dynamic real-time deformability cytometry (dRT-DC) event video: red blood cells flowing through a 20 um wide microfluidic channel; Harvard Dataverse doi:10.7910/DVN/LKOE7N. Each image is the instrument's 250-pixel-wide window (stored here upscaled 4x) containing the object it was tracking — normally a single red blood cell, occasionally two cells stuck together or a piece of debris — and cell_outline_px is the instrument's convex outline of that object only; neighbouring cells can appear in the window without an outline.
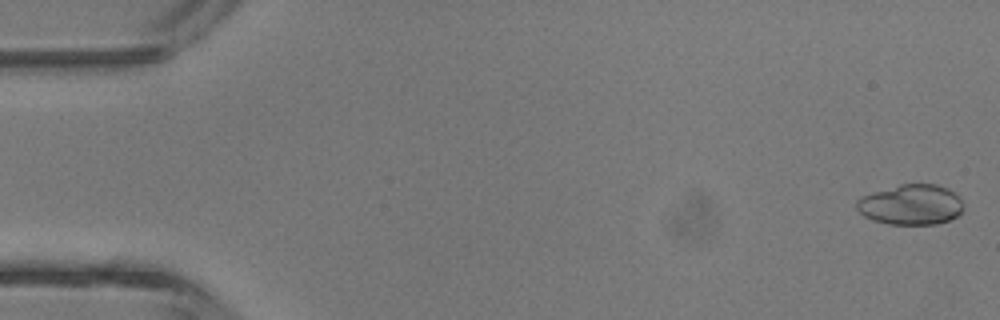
{"species": "common noctule bat (a hibernating species)", "species_latin": "Nyctalus noctula", "temperature_condition": "room temperature", "stored_images_in_passage": 45, "camera_frame_rate_fps": 3000, "um_per_image_px": 0.085, "animal": {"sex": "male", "body_mass_g": 13.3}, "frame": {"image": 1, "passage_image": 1, "time_ms": 0.0, "image_size_px": [1000, 320], "cell_outline_px": [[964, 208], [956, 216], [948, 220], [936, 224], [888, 224], [872, 220], [864, 216], [856, 208], [856, 200], [860, 196], [900, 184], [936, 184], [948, 188], [960, 200]], "centroid_in_image_um": [77.39, 17.39], "position_along_channel_um": 7.6, "area_um2": 24.97}}
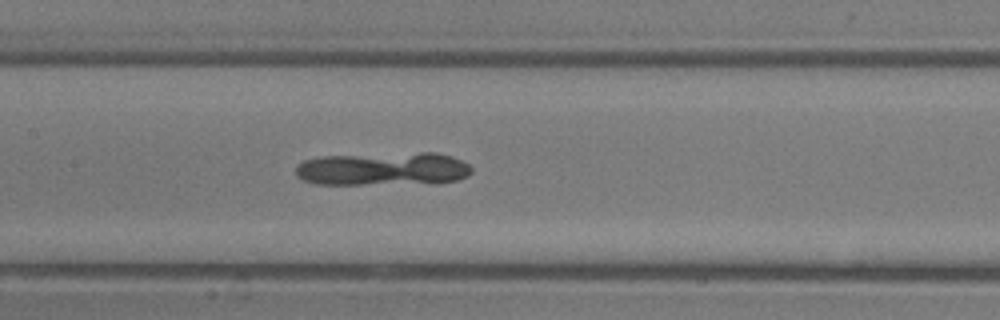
{"frame": {"image": 2, "passage_image": 21, "time_ms": 6.667, "image_size_px": [1000, 320], "cell_outline_px": [[472, 172], [468, 176], [456, 180], [436, 184], [316, 184], [304, 180], [296, 176], [296, 168], [304, 160], [320, 156], [420, 152], [436, 152], [452, 156], [468, 164], [472, 168]], "centroid_in_image_um": [32.62, 14.36], "position_along_channel_um": 174.8, "area_um2": 34.68}}
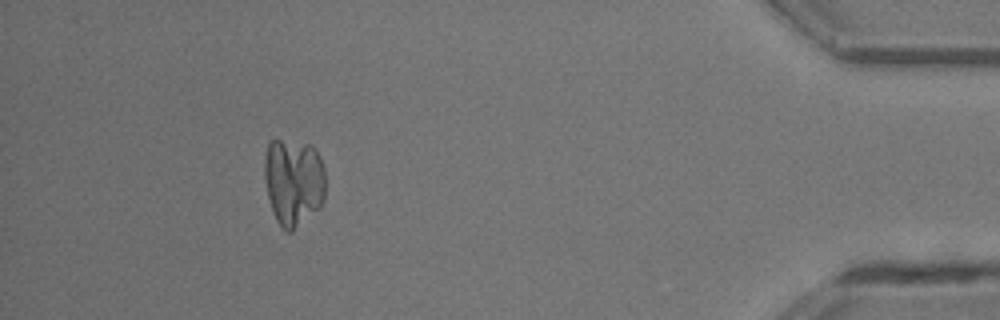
{"frame": {"image": 3, "passage_image": 40, "time_ms": 13.0, "image_size_px": [1000, 320], "cell_outline_px": [[324, 200], [320, 208], [292, 232], [288, 232], [276, 220], [272, 212], [268, 196], [264, 176], [264, 156], [268, 140], [280, 140], [308, 144], [320, 156], [324, 168]], "centroid_in_image_um": [24.93, 15.46], "position_along_channel_um": 410.3, "area_um2": 31.39}}